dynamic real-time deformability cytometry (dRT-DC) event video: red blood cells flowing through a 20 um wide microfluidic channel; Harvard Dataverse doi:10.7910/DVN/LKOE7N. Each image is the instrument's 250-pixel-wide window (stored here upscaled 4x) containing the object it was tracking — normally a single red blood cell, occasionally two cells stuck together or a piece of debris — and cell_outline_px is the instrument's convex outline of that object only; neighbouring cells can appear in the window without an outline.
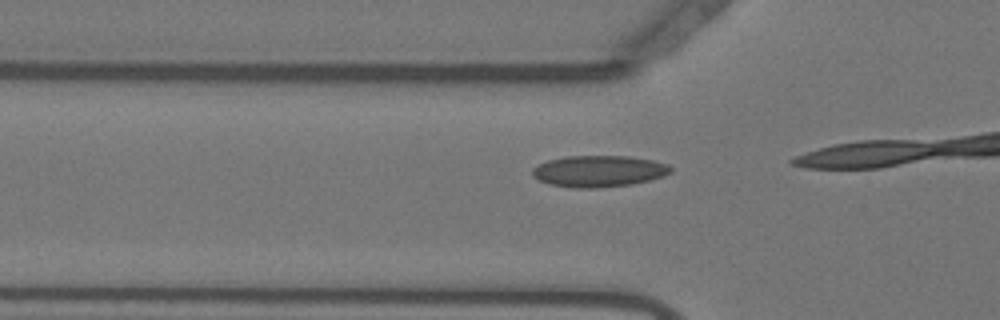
{"species": "Egyptian fruit bat (a non-hibernating species)", "species_latin": "Rousettus aegyptiacus", "temperature_condition": "warm", "stored_images_in_passage": 15, "camera_frame_rate_fps": 3000, "um_per_image_px": 0.085, "animal": {"sex": "female"}, "frame": {"image": 1, "passage_image": 13, "time_ms": 4.0, "image_size_px": [1000, 320], "cell_outline_px": [[672, 172], [664, 176], [632, 184], [596, 188], [572, 188], [548, 184], [532, 176], [532, 168], [548, 160], [568, 156], [628, 156], [652, 160], [668, 164], [672, 168]], "centroid_in_image_um": [50.9, 14.55], "position_along_channel_um": 74.9, "area_um2": 25.37}}